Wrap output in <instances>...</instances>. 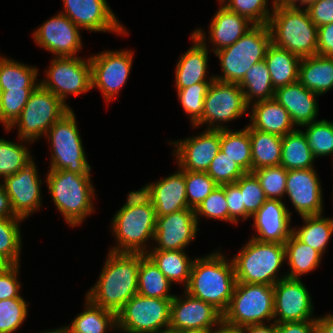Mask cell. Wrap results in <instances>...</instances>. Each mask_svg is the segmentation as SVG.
<instances>
[{
  "label": "cell",
  "mask_w": 333,
  "mask_h": 333,
  "mask_svg": "<svg viewBox=\"0 0 333 333\" xmlns=\"http://www.w3.org/2000/svg\"><path fill=\"white\" fill-rule=\"evenodd\" d=\"M143 255L109 250L98 280L85 297L117 314L138 293V271Z\"/></svg>",
  "instance_id": "1"
},
{
  "label": "cell",
  "mask_w": 333,
  "mask_h": 333,
  "mask_svg": "<svg viewBox=\"0 0 333 333\" xmlns=\"http://www.w3.org/2000/svg\"><path fill=\"white\" fill-rule=\"evenodd\" d=\"M126 200L111 220L110 229L116 244L109 250L146 254L150 249L148 242L154 241L156 230L154 205L141 189L128 192Z\"/></svg>",
  "instance_id": "2"
},
{
  "label": "cell",
  "mask_w": 333,
  "mask_h": 333,
  "mask_svg": "<svg viewBox=\"0 0 333 333\" xmlns=\"http://www.w3.org/2000/svg\"><path fill=\"white\" fill-rule=\"evenodd\" d=\"M221 250L196 257L188 285L183 288L190 296L212 304L222 314L227 310L236 285L232 259Z\"/></svg>",
  "instance_id": "3"
},
{
  "label": "cell",
  "mask_w": 333,
  "mask_h": 333,
  "mask_svg": "<svg viewBox=\"0 0 333 333\" xmlns=\"http://www.w3.org/2000/svg\"><path fill=\"white\" fill-rule=\"evenodd\" d=\"M298 2H277L268 22L271 42L300 58L317 54L318 27Z\"/></svg>",
  "instance_id": "4"
},
{
  "label": "cell",
  "mask_w": 333,
  "mask_h": 333,
  "mask_svg": "<svg viewBox=\"0 0 333 333\" xmlns=\"http://www.w3.org/2000/svg\"><path fill=\"white\" fill-rule=\"evenodd\" d=\"M91 174H77L67 170H48L45 181L56 209L69 226H81L86 217L95 212L94 186Z\"/></svg>",
  "instance_id": "5"
},
{
  "label": "cell",
  "mask_w": 333,
  "mask_h": 333,
  "mask_svg": "<svg viewBox=\"0 0 333 333\" xmlns=\"http://www.w3.org/2000/svg\"><path fill=\"white\" fill-rule=\"evenodd\" d=\"M231 259L237 282L273 286L287 277L285 273L279 274L286 262L284 244L250 238Z\"/></svg>",
  "instance_id": "6"
},
{
  "label": "cell",
  "mask_w": 333,
  "mask_h": 333,
  "mask_svg": "<svg viewBox=\"0 0 333 333\" xmlns=\"http://www.w3.org/2000/svg\"><path fill=\"white\" fill-rule=\"evenodd\" d=\"M271 43L268 25H255L233 45L215 52L223 72L214 75L215 80L239 83L249 68L265 59Z\"/></svg>",
  "instance_id": "7"
},
{
  "label": "cell",
  "mask_w": 333,
  "mask_h": 333,
  "mask_svg": "<svg viewBox=\"0 0 333 333\" xmlns=\"http://www.w3.org/2000/svg\"><path fill=\"white\" fill-rule=\"evenodd\" d=\"M76 121V114L71 108L47 131L45 137L51 144L49 170L91 174V165L88 163Z\"/></svg>",
  "instance_id": "8"
},
{
  "label": "cell",
  "mask_w": 333,
  "mask_h": 333,
  "mask_svg": "<svg viewBox=\"0 0 333 333\" xmlns=\"http://www.w3.org/2000/svg\"><path fill=\"white\" fill-rule=\"evenodd\" d=\"M274 321V289L271 285L236 282L223 321L244 328Z\"/></svg>",
  "instance_id": "9"
},
{
  "label": "cell",
  "mask_w": 333,
  "mask_h": 333,
  "mask_svg": "<svg viewBox=\"0 0 333 333\" xmlns=\"http://www.w3.org/2000/svg\"><path fill=\"white\" fill-rule=\"evenodd\" d=\"M70 108L48 89L39 84L31 93L24 109L15 122L5 131L18 129V139L31 143L45 137L47 131Z\"/></svg>",
  "instance_id": "10"
},
{
  "label": "cell",
  "mask_w": 333,
  "mask_h": 333,
  "mask_svg": "<svg viewBox=\"0 0 333 333\" xmlns=\"http://www.w3.org/2000/svg\"><path fill=\"white\" fill-rule=\"evenodd\" d=\"M249 106L238 83H226L213 80L204 99L202 117L192 126H207L209 130L232 129L224 125L227 122L248 116Z\"/></svg>",
  "instance_id": "11"
},
{
  "label": "cell",
  "mask_w": 333,
  "mask_h": 333,
  "mask_svg": "<svg viewBox=\"0 0 333 333\" xmlns=\"http://www.w3.org/2000/svg\"><path fill=\"white\" fill-rule=\"evenodd\" d=\"M45 69V78L40 84L66 103L69 95L75 97L92 90L91 65L89 56L54 57Z\"/></svg>",
  "instance_id": "12"
},
{
  "label": "cell",
  "mask_w": 333,
  "mask_h": 333,
  "mask_svg": "<svg viewBox=\"0 0 333 333\" xmlns=\"http://www.w3.org/2000/svg\"><path fill=\"white\" fill-rule=\"evenodd\" d=\"M172 299L133 296L117 313V331L153 333L170 325Z\"/></svg>",
  "instance_id": "13"
},
{
  "label": "cell",
  "mask_w": 333,
  "mask_h": 333,
  "mask_svg": "<svg viewBox=\"0 0 333 333\" xmlns=\"http://www.w3.org/2000/svg\"><path fill=\"white\" fill-rule=\"evenodd\" d=\"M134 52L130 50H105L89 56L92 89L102 93L106 104L117 97L127 83L133 65Z\"/></svg>",
  "instance_id": "14"
},
{
  "label": "cell",
  "mask_w": 333,
  "mask_h": 333,
  "mask_svg": "<svg viewBox=\"0 0 333 333\" xmlns=\"http://www.w3.org/2000/svg\"><path fill=\"white\" fill-rule=\"evenodd\" d=\"M274 322L316 321L314 304L301 279L283 278L273 285Z\"/></svg>",
  "instance_id": "15"
},
{
  "label": "cell",
  "mask_w": 333,
  "mask_h": 333,
  "mask_svg": "<svg viewBox=\"0 0 333 333\" xmlns=\"http://www.w3.org/2000/svg\"><path fill=\"white\" fill-rule=\"evenodd\" d=\"M80 28L58 12L33 32V40L54 57H75L82 49Z\"/></svg>",
  "instance_id": "16"
},
{
  "label": "cell",
  "mask_w": 333,
  "mask_h": 333,
  "mask_svg": "<svg viewBox=\"0 0 333 333\" xmlns=\"http://www.w3.org/2000/svg\"><path fill=\"white\" fill-rule=\"evenodd\" d=\"M33 159L17 173L6 177L1 183L10 198L15 215L26 220L42 207V180ZM40 178V179H39Z\"/></svg>",
  "instance_id": "17"
},
{
  "label": "cell",
  "mask_w": 333,
  "mask_h": 333,
  "mask_svg": "<svg viewBox=\"0 0 333 333\" xmlns=\"http://www.w3.org/2000/svg\"><path fill=\"white\" fill-rule=\"evenodd\" d=\"M63 11L77 27L90 32L128 35L106 0H62Z\"/></svg>",
  "instance_id": "18"
},
{
  "label": "cell",
  "mask_w": 333,
  "mask_h": 333,
  "mask_svg": "<svg viewBox=\"0 0 333 333\" xmlns=\"http://www.w3.org/2000/svg\"><path fill=\"white\" fill-rule=\"evenodd\" d=\"M178 167L184 171L206 172L220 151L221 130L205 129L196 136L169 141Z\"/></svg>",
  "instance_id": "19"
},
{
  "label": "cell",
  "mask_w": 333,
  "mask_h": 333,
  "mask_svg": "<svg viewBox=\"0 0 333 333\" xmlns=\"http://www.w3.org/2000/svg\"><path fill=\"white\" fill-rule=\"evenodd\" d=\"M322 192L321 181L314 168L288 170L285 196L300 217L323 214Z\"/></svg>",
  "instance_id": "20"
},
{
  "label": "cell",
  "mask_w": 333,
  "mask_h": 333,
  "mask_svg": "<svg viewBox=\"0 0 333 333\" xmlns=\"http://www.w3.org/2000/svg\"><path fill=\"white\" fill-rule=\"evenodd\" d=\"M195 210L183 209L165 216H156V230L149 250H185L199 231Z\"/></svg>",
  "instance_id": "21"
},
{
  "label": "cell",
  "mask_w": 333,
  "mask_h": 333,
  "mask_svg": "<svg viewBox=\"0 0 333 333\" xmlns=\"http://www.w3.org/2000/svg\"><path fill=\"white\" fill-rule=\"evenodd\" d=\"M175 295L171 302L170 325L174 330H212L223 320V314L212 304L190 296Z\"/></svg>",
  "instance_id": "22"
},
{
  "label": "cell",
  "mask_w": 333,
  "mask_h": 333,
  "mask_svg": "<svg viewBox=\"0 0 333 333\" xmlns=\"http://www.w3.org/2000/svg\"><path fill=\"white\" fill-rule=\"evenodd\" d=\"M291 215L284 200L267 199L251 216L254 220L252 226L256 228V234L251 238L260 242L285 244L293 232Z\"/></svg>",
  "instance_id": "23"
},
{
  "label": "cell",
  "mask_w": 333,
  "mask_h": 333,
  "mask_svg": "<svg viewBox=\"0 0 333 333\" xmlns=\"http://www.w3.org/2000/svg\"><path fill=\"white\" fill-rule=\"evenodd\" d=\"M220 7V8H219ZM214 14L210 25L208 36L203 28L192 31L201 42L212 43L213 54L220 49L233 45L240 37L255 26L248 18L228 10L225 6H219ZM209 38L207 41L206 38Z\"/></svg>",
  "instance_id": "24"
},
{
  "label": "cell",
  "mask_w": 333,
  "mask_h": 333,
  "mask_svg": "<svg viewBox=\"0 0 333 333\" xmlns=\"http://www.w3.org/2000/svg\"><path fill=\"white\" fill-rule=\"evenodd\" d=\"M177 170L140 188L154 205L156 216H165L190 208L186 198L184 170L179 167Z\"/></svg>",
  "instance_id": "25"
},
{
  "label": "cell",
  "mask_w": 333,
  "mask_h": 333,
  "mask_svg": "<svg viewBox=\"0 0 333 333\" xmlns=\"http://www.w3.org/2000/svg\"><path fill=\"white\" fill-rule=\"evenodd\" d=\"M190 39L193 45L181 55L176 63V89H183L196 83H211L215 79L214 75L207 74L209 44L201 42L194 33L191 34Z\"/></svg>",
  "instance_id": "26"
},
{
  "label": "cell",
  "mask_w": 333,
  "mask_h": 333,
  "mask_svg": "<svg viewBox=\"0 0 333 333\" xmlns=\"http://www.w3.org/2000/svg\"><path fill=\"white\" fill-rule=\"evenodd\" d=\"M319 95L306 89L299 81L279 87L274 92V98L289 113L293 124L303 127L317 119Z\"/></svg>",
  "instance_id": "27"
},
{
  "label": "cell",
  "mask_w": 333,
  "mask_h": 333,
  "mask_svg": "<svg viewBox=\"0 0 333 333\" xmlns=\"http://www.w3.org/2000/svg\"><path fill=\"white\" fill-rule=\"evenodd\" d=\"M249 110L248 125L259 131L283 137L297 129L288 111L275 99L253 103Z\"/></svg>",
  "instance_id": "28"
},
{
  "label": "cell",
  "mask_w": 333,
  "mask_h": 333,
  "mask_svg": "<svg viewBox=\"0 0 333 333\" xmlns=\"http://www.w3.org/2000/svg\"><path fill=\"white\" fill-rule=\"evenodd\" d=\"M298 81L321 96L333 89V57L313 55L301 58Z\"/></svg>",
  "instance_id": "29"
},
{
  "label": "cell",
  "mask_w": 333,
  "mask_h": 333,
  "mask_svg": "<svg viewBox=\"0 0 333 333\" xmlns=\"http://www.w3.org/2000/svg\"><path fill=\"white\" fill-rule=\"evenodd\" d=\"M264 60L275 90L298 81L299 56L271 43Z\"/></svg>",
  "instance_id": "30"
},
{
  "label": "cell",
  "mask_w": 333,
  "mask_h": 333,
  "mask_svg": "<svg viewBox=\"0 0 333 333\" xmlns=\"http://www.w3.org/2000/svg\"><path fill=\"white\" fill-rule=\"evenodd\" d=\"M85 299V310L77 314L70 325H65L71 333H107L117 329L116 313Z\"/></svg>",
  "instance_id": "31"
},
{
  "label": "cell",
  "mask_w": 333,
  "mask_h": 333,
  "mask_svg": "<svg viewBox=\"0 0 333 333\" xmlns=\"http://www.w3.org/2000/svg\"><path fill=\"white\" fill-rule=\"evenodd\" d=\"M146 254L172 284L188 285L195 258L191 259L185 250H149Z\"/></svg>",
  "instance_id": "32"
},
{
  "label": "cell",
  "mask_w": 333,
  "mask_h": 333,
  "mask_svg": "<svg viewBox=\"0 0 333 333\" xmlns=\"http://www.w3.org/2000/svg\"><path fill=\"white\" fill-rule=\"evenodd\" d=\"M249 131L252 150V171L262 167L279 166L282 154V137L245 126Z\"/></svg>",
  "instance_id": "33"
},
{
  "label": "cell",
  "mask_w": 333,
  "mask_h": 333,
  "mask_svg": "<svg viewBox=\"0 0 333 333\" xmlns=\"http://www.w3.org/2000/svg\"><path fill=\"white\" fill-rule=\"evenodd\" d=\"M1 56V55H0ZM38 68L15 61L6 56L0 57V87L2 91L34 90L40 81Z\"/></svg>",
  "instance_id": "34"
},
{
  "label": "cell",
  "mask_w": 333,
  "mask_h": 333,
  "mask_svg": "<svg viewBox=\"0 0 333 333\" xmlns=\"http://www.w3.org/2000/svg\"><path fill=\"white\" fill-rule=\"evenodd\" d=\"M285 259L289 266L288 278L300 279L301 276L313 272L319 267L323 256L310 246L304 244L293 234L284 244Z\"/></svg>",
  "instance_id": "35"
},
{
  "label": "cell",
  "mask_w": 333,
  "mask_h": 333,
  "mask_svg": "<svg viewBox=\"0 0 333 333\" xmlns=\"http://www.w3.org/2000/svg\"><path fill=\"white\" fill-rule=\"evenodd\" d=\"M322 215L302 216L304 224L298 228L293 226L292 234L323 256L333 236V218Z\"/></svg>",
  "instance_id": "36"
},
{
  "label": "cell",
  "mask_w": 333,
  "mask_h": 333,
  "mask_svg": "<svg viewBox=\"0 0 333 333\" xmlns=\"http://www.w3.org/2000/svg\"><path fill=\"white\" fill-rule=\"evenodd\" d=\"M315 158L301 129L282 137L280 165L286 170L315 168Z\"/></svg>",
  "instance_id": "37"
},
{
  "label": "cell",
  "mask_w": 333,
  "mask_h": 333,
  "mask_svg": "<svg viewBox=\"0 0 333 333\" xmlns=\"http://www.w3.org/2000/svg\"><path fill=\"white\" fill-rule=\"evenodd\" d=\"M238 84L248 106L274 98L275 89L265 60L249 68Z\"/></svg>",
  "instance_id": "38"
},
{
  "label": "cell",
  "mask_w": 333,
  "mask_h": 333,
  "mask_svg": "<svg viewBox=\"0 0 333 333\" xmlns=\"http://www.w3.org/2000/svg\"><path fill=\"white\" fill-rule=\"evenodd\" d=\"M172 283L159 270L153 260L144 254L138 271V294L150 298L173 299Z\"/></svg>",
  "instance_id": "39"
},
{
  "label": "cell",
  "mask_w": 333,
  "mask_h": 333,
  "mask_svg": "<svg viewBox=\"0 0 333 333\" xmlns=\"http://www.w3.org/2000/svg\"><path fill=\"white\" fill-rule=\"evenodd\" d=\"M220 150L237 163L246 173H252V150L249 131L221 130Z\"/></svg>",
  "instance_id": "40"
},
{
  "label": "cell",
  "mask_w": 333,
  "mask_h": 333,
  "mask_svg": "<svg viewBox=\"0 0 333 333\" xmlns=\"http://www.w3.org/2000/svg\"><path fill=\"white\" fill-rule=\"evenodd\" d=\"M18 140H20V143L6 140V138H0L1 181H3L6 177L17 173L20 169L25 167L33 160L31 151L26 146L27 143V145H29L31 142L21 139Z\"/></svg>",
  "instance_id": "41"
},
{
  "label": "cell",
  "mask_w": 333,
  "mask_h": 333,
  "mask_svg": "<svg viewBox=\"0 0 333 333\" xmlns=\"http://www.w3.org/2000/svg\"><path fill=\"white\" fill-rule=\"evenodd\" d=\"M304 127L305 131L302 130ZM301 130L316 159L333 156V122L320 119L301 127Z\"/></svg>",
  "instance_id": "42"
},
{
  "label": "cell",
  "mask_w": 333,
  "mask_h": 333,
  "mask_svg": "<svg viewBox=\"0 0 333 333\" xmlns=\"http://www.w3.org/2000/svg\"><path fill=\"white\" fill-rule=\"evenodd\" d=\"M21 218L0 217V254L11 264H20L22 249Z\"/></svg>",
  "instance_id": "43"
},
{
  "label": "cell",
  "mask_w": 333,
  "mask_h": 333,
  "mask_svg": "<svg viewBox=\"0 0 333 333\" xmlns=\"http://www.w3.org/2000/svg\"><path fill=\"white\" fill-rule=\"evenodd\" d=\"M269 0H229L225 7L243 17L248 18L255 25H267L271 14L277 3L276 0L270 2L271 9L268 8Z\"/></svg>",
  "instance_id": "44"
},
{
  "label": "cell",
  "mask_w": 333,
  "mask_h": 333,
  "mask_svg": "<svg viewBox=\"0 0 333 333\" xmlns=\"http://www.w3.org/2000/svg\"><path fill=\"white\" fill-rule=\"evenodd\" d=\"M27 302L22 295L19 298H11L0 301V333H13L19 330L28 317Z\"/></svg>",
  "instance_id": "45"
},
{
  "label": "cell",
  "mask_w": 333,
  "mask_h": 333,
  "mask_svg": "<svg viewBox=\"0 0 333 333\" xmlns=\"http://www.w3.org/2000/svg\"><path fill=\"white\" fill-rule=\"evenodd\" d=\"M188 206L196 209L219 185L206 172L184 171Z\"/></svg>",
  "instance_id": "46"
},
{
  "label": "cell",
  "mask_w": 333,
  "mask_h": 333,
  "mask_svg": "<svg viewBox=\"0 0 333 333\" xmlns=\"http://www.w3.org/2000/svg\"><path fill=\"white\" fill-rule=\"evenodd\" d=\"M287 172L283 166L262 167L252 173L259 180L267 199L283 200L286 189Z\"/></svg>",
  "instance_id": "47"
},
{
  "label": "cell",
  "mask_w": 333,
  "mask_h": 333,
  "mask_svg": "<svg viewBox=\"0 0 333 333\" xmlns=\"http://www.w3.org/2000/svg\"><path fill=\"white\" fill-rule=\"evenodd\" d=\"M210 84L196 83L183 89H176L178 101L189 116L192 126L202 117L204 99Z\"/></svg>",
  "instance_id": "48"
},
{
  "label": "cell",
  "mask_w": 333,
  "mask_h": 333,
  "mask_svg": "<svg viewBox=\"0 0 333 333\" xmlns=\"http://www.w3.org/2000/svg\"><path fill=\"white\" fill-rule=\"evenodd\" d=\"M207 219L222 220L231 224H236L229 217V210L227 207V200L224 192V185H219L214 189L211 194L202 201V203L195 209V217L199 225L200 217Z\"/></svg>",
  "instance_id": "49"
},
{
  "label": "cell",
  "mask_w": 333,
  "mask_h": 333,
  "mask_svg": "<svg viewBox=\"0 0 333 333\" xmlns=\"http://www.w3.org/2000/svg\"><path fill=\"white\" fill-rule=\"evenodd\" d=\"M245 205V220L251 218L267 200L259 180L253 173H246L237 181Z\"/></svg>",
  "instance_id": "50"
},
{
  "label": "cell",
  "mask_w": 333,
  "mask_h": 333,
  "mask_svg": "<svg viewBox=\"0 0 333 333\" xmlns=\"http://www.w3.org/2000/svg\"><path fill=\"white\" fill-rule=\"evenodd\" d=\"M206 173L218 184L235 183L246 172L221 150L210 163Z\"/></svg>",
  "instance_id": "51"
},
{
  "label": "cell",
  "mask_w": 333,
  "mask_h": 333,
  "mask_svg": "<svg viewBox=\"0 0 333 333\" xmlns=\"http://www.w3.org/2000/svg\"><path fill=\"white\" fill-rule=\"evenodd\" d=\"M33 90L2 91L1 123L8 129L19 117Z\"/></svg>",
  "instance_id": "52"
},
{
  "label": "cell",
  "mask_w": 333,
  "mask_h": 333,
  "mask_svg": "<svg viewBox=\"0 0 333 333\" xmlns=\"http://www.w3.org/2000/svg\"><path fill=\"white\" fill-rule=\"evenodd\" d=\"M300 3L317 27L333 23V0H302Z\"/></svg>",
  "instance_id": "53"
},
{
  "label": "cell",
  "mask_w": 333,
  "mask_h": 333,
  "mask_svg": "<svg viewBox=\"0 0 333 333\" xmlns=\"http://www.w3.org/2000/svg\"><path fill=\"white\" fill-rule=\"evenodd\" d=\"M21 264H12L6 270L0 271V301L21 296V284L18 281Z\"/></svg>",
  "instance_id": "54"
},
{
  "label": "cell",
  "mask_w": 333,
  "mask_h": 333,
  "mask_svg": "<svg viewBox=\"0 0 333 333\" xmlns=\"http://www.w3.org/2000/svg\"><path fill=\"white\" fill-rule=\"evenodd\" d=\"M224 192L229 210V217L238 224V221H245V205L242 199V193L237 182L224 184Z\"/></svg>",
  "instance_id": "55"
},
{
  "label": "cell",
  "mask_w": 333,
  "mask_h": 333,
  "mask_svg": "<svg viewBox=\"0 0 333 333\" xmlns=\"http://www.w3.org/2000/svg\"><path fill=\"white\" fill-rule=\"evenodd\" d=\"M317 55L333 57V23L318 27Z\"/></svg>",
  "instance_id": "56"
},
{
  "label": "cell",
  "mask_w": 333,
  "mask_h": 333,
  "mask_svg": "<svg viewBox=\"0 0 333 333\" xmlns=\"http://www.w3.org/2000/svg\"><path fill=\"white\" fill-rule=\"evenodd\" d=\"M276 329L277 333H317V321L278 323Z\"/></svg>",
  "instance_id": "57"
},
{
  "label": "cell",
  "mask_w": 333,
  "mask_h": 333,
  "mask_svg": "<svg viewBox=\"0 0 333 333\" xmlns=\"http://www.w3.org/2000/svg\"><path fill=\"white\" fill-rule=\"evenodd\" d=\"M0 217L1 218H19L15 215L10 198L8 197L4 186L0 182Z\"/></svg>",
  "instance_id": "58"
},
{
  "label": "cell",
  "mask_w": 333,
  "mask_h": 333,
  "mask_svg": "<svg viewBox=\"0 0 333 333\" xmlns=\"http://www.w3.org/2000/svg\"><path fill=\"white\" fill-rule=\"evenodd\" d=\"M317 333H333V313L317 317Z\"/></svg>",
  "instance_id": "59"
},
{
  "label": "cell",
  "mask_w": 333,
  "mask_h": 333,
  "mask_svg": "<svg viewBox=\"0 0 333 333\" xmlns=\"http://www.w3.org/2000/svg\"><path fill=\"white\" fill-rule=\"evenodd\" d=\"M243 333H277L276 323L248 325L243 328Z\"/></svg>",
  "instance_id": "60"
},
{
  "label": "cell",
  "mask_w": 333,
  "mask_h": 333,
  "mask_svg": "<svg viewBox=\"0 0 333 333\" xmlns=\"http://www.w3.org/2000/svg\"><path fill=\"white\" fill-rule=\"evenodd\" d=\"M211 333H243V328L229 325L222 320L211 330Z\"/></svg>",
  "instance_id": "61"
},
{
  "label": "cell",
  "mask_w": 333,
  "mask_h": 333,
  "mask_svg": "<svg viewBox=\"0 0 333 333\" xmlns=\"http://www.w3.org/2000/svg\"><path fill=\"white\" fill-rule=\"evenodd\" d=\"M176 333H211V330H206V329H185V330H176Z\"/></svg>",
  "instance_id": "62"
},
{
  "label": "cell",
  "mask_w": 333,
  "mask_h": 333,
  "mask_svg": "<svg viewBox=\"0 0 333 333\" xmlns=\"http://www.w3.org/2000/svg\"><path fill=\"white\" fill-rule=\"evenodd\" d=\"M40 333H71L65 326H61L59 328H54L51 330H44V332H40Z\"/></svg>",
  "instance_id": "63"
},
{
  "label": "cell",
  "mask_w": 333,
  "mask_h": 333,
  "mask_svg": "<svg viewBox=\"0 0 333 333\" xmlns=\"http://www.w3.org/2000/svg\"><path fill=\"white\" fill-rule=\"evenodd\" d=\"M12 264L0 254V271L6 270Z\"/></svg>",
  "instance_id": "64"
},
{
  "label": "cell",
  "mask_w": 333,
  "mask_h": 333,
  "mask_svg": "<svg viewBox=\"0 0 333 333\" xmlns=\"http://www.w3.org/2000/svg\"><path fill=\"white\" fill-rule=\"evenodd\" d=\"M153 333H176V330L171 329V328H167V329H163V330H159Z\"/></svg>",
  "instance_id": "65"
},
{
  "label": "cell",
  "mask_w": 333,
  "mask_h": 333,
  "mask_svg": "<svg viewBox=\"0 0 333 333\" xmlns=\"http://www.w3.org/2000/svg\"><path fill=\"white\" fill-rule=\"evenodd\" d=\"M277 2H298L300 3L302 0H276Z\"/></svg>",
  "instance_id": "66"
},
{
  "label": "cell",
  "mask_w": 333,
  "mask_h": 333,
  "mask_svg": "<svg viewBox=\"0 0 333 333\" xmlns=\"http://www.w3.org/2000/svg\"><path fill=\"white\" fill-rule=\"evenodd\" d=\"M1 102H2V89L0 87V122H1Z\"/></svg>",
  "instance_id": "67"
},
{
  "label": "cell",
  "mask_w": 333,
  "mask_h": 333,
  "mask_svg": "<svg viewBox=\"0 0 333 333\" xmlns=\"http://www.w3.org/2000/svg\"><path fill=\"white\" fill-rule=\"evenodd\" d=\"M220 3V6H225L229 0H217Z\"/></svg>",
  "instance_id": "68"
}]
</instances>
